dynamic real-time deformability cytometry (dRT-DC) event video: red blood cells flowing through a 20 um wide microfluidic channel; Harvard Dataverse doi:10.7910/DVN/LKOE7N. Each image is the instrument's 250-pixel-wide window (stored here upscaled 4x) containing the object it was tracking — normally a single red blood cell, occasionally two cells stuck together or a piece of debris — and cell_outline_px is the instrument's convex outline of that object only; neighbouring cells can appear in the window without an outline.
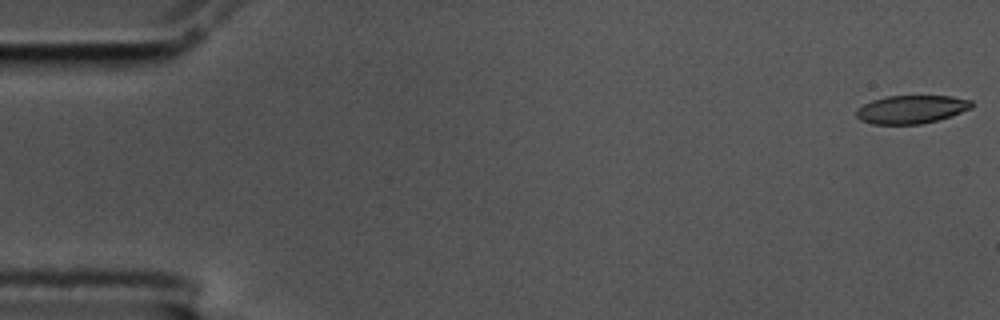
{"species": "common noctule bat (a hibernating species)", "species_latin": "Nyctalus noctula", "temperature_condition": "cold", "stored_images_in_passage": 58, "camera_frame_rate_fps": 3000, "um_per_image_px": 0.085, "animal": {"sex": "male", "body_mass_g": 17.5, "forearm_length_mm": 52.3}, "frame": {"image": 1, "passage_image": 1, "time_ms": 0.0, "image_size_px": [1000, 320], "cell_outline_px": [[972, 108], [952, 116], [920, 124], [872, 124], [860, 120], [856, 116], [856, 108], [872, 100], [888, 96], [952, 96], [972, 100]], "centroid_in_image_um": [77.46, 9.29], "position_along_channel_um": 7.5, "area_um2": 19.02}}
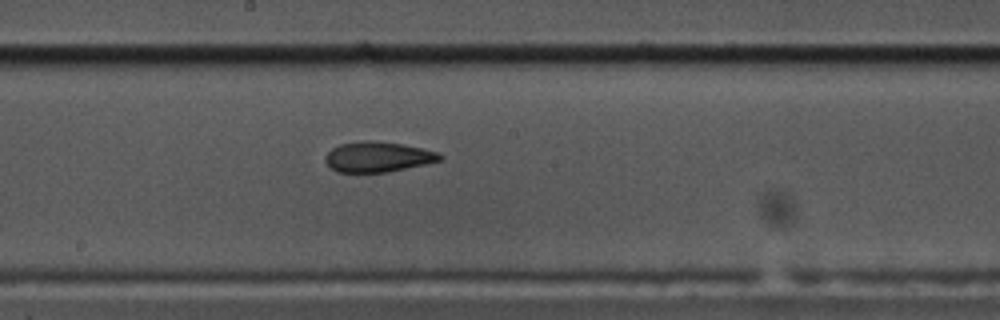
{"frame": {"image": 2, "passage_image": 31, "time_ms": 10.0, "image_size_px": [1000, 320], "cell_outline_px": [[444, 156], [440, 160], [424, 164], [388, 172], [336, 172], [324, 160], [324, 156], [332, 148], [340, 144], [364, 140], [372, 140], [400, 144], [424, 148], [440, 152]], "centroid_in_image_um": [32.12, 13.33], "position_along_channel_um": 216.1, "area_um2": 20.23}}
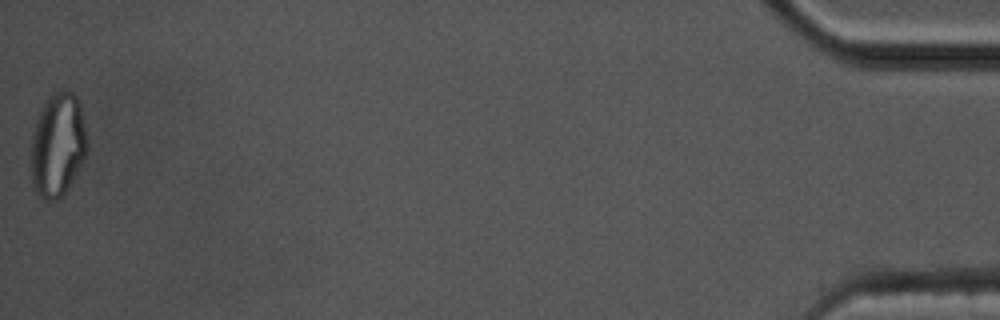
{"frame": {"image": 3, "passage_image": 58, "time_ms": 19.0, "image_size_px": [1000, 320], "cell_outline_px": [[88, 152], [84, 160], [68, 188], [56, 200], [44, 200], [32, 188], [32, 136], [36, 120], [48, 96], [56, 92], [72, 92], [76, 96], [80, 104], [88, 140]], "centroid_in_image_um": [4.93, 12.34], "position_along_channel_um": 430.3, "area_um2": 33.81}, "authors_computed_cell_mechanics": {"area_um2": 20.6346, "velocity_mm_per_s": 3.4684, "shape_relaxation_time_tau1_ms": null, "shape_relaxation_time_tau2_ms": 2.9693, "deformation_change_tau1": null, "deformation_change_tau2": 0.0963}}